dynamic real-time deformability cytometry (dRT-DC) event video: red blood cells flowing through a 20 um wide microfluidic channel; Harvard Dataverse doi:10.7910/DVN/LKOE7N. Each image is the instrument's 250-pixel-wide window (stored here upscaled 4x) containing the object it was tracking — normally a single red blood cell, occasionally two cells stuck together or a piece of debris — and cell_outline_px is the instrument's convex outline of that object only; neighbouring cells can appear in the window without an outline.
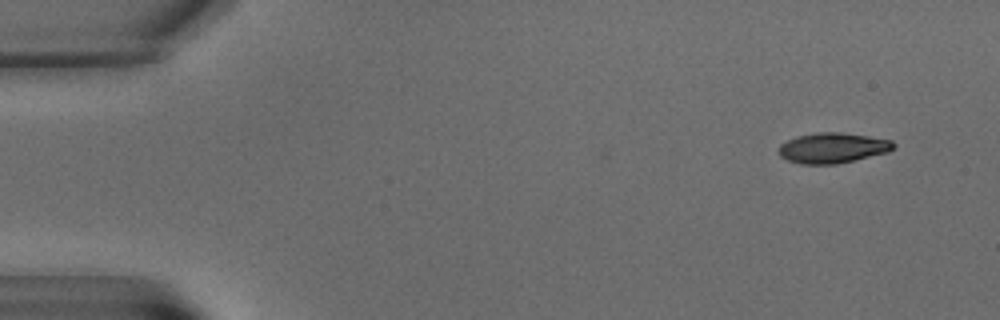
{"species": "common noctule bat (a hibernating species)", "species_latin": "Nyctalus noctula", "temperature_condition": "warm", "stored_images_in_passage": 6, "camera_frame_rate_fps": 3000, "um_per_image_px": 0.085, "animal": {"sex": "male", "body_mass_g": 15.6}, "frame": {"image": 1, "passage_image": 2, "time_ms": 1.333, "image_size_px": [1000, 320], "cell_outline_px": [[896, 144], [888, 152], [836, 164], [800, 164], [788, 160], [780, 156], [780, 144], [796, 136], [816, 132], [840, 132], [868, 136], [892, 140]], "centroid_in_image_um": [70.77, 12.56], "position_along_channel_um": 14.2, "area_um2": 20.17}}